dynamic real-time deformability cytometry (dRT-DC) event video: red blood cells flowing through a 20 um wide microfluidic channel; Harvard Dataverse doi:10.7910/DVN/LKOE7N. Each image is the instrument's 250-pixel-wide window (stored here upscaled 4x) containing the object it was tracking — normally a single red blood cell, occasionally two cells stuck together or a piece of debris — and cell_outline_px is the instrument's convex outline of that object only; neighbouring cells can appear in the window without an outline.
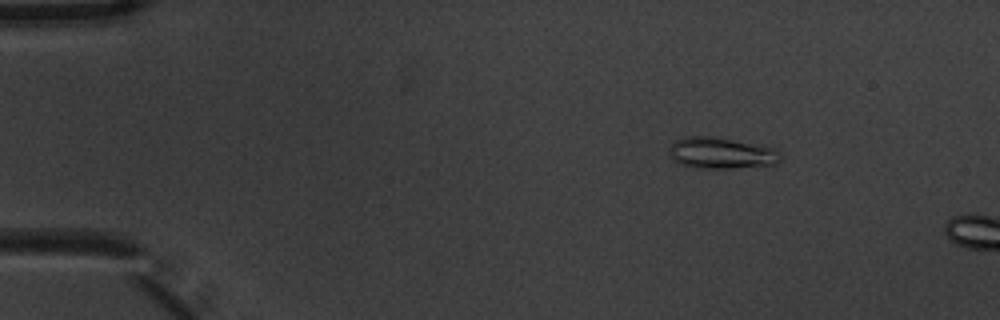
{"species": "common noctule bat (a hibernating species)", "species_latin": "Nyctalus noctula", "temperature_condition": "warm", "stored_images_in_passage": 4, "camera_frame_rate_fps": 3000, "um_per_image_px": 0.085, "animal": {"sex": "male", "body_mass_g": 20.1, "forearm_length_mm": 53.5}, "frame": {"image": 1, "passage_image": 2, "time_ms": 0.333, "image_size_px": [1000, 320], "cell_outline_px": [[784, 160], [776, 164], [732, 168], [696, 168], [680, 164], [672, 160], [668, 148], [676, 140], [684, 136], [708, 136], [764, 144], [776, 148], [780, 152]], "centroid_in_image_um": [61.37, 13.0], "position_along_channel_um": 23.6, "area_um2": 20.81}}